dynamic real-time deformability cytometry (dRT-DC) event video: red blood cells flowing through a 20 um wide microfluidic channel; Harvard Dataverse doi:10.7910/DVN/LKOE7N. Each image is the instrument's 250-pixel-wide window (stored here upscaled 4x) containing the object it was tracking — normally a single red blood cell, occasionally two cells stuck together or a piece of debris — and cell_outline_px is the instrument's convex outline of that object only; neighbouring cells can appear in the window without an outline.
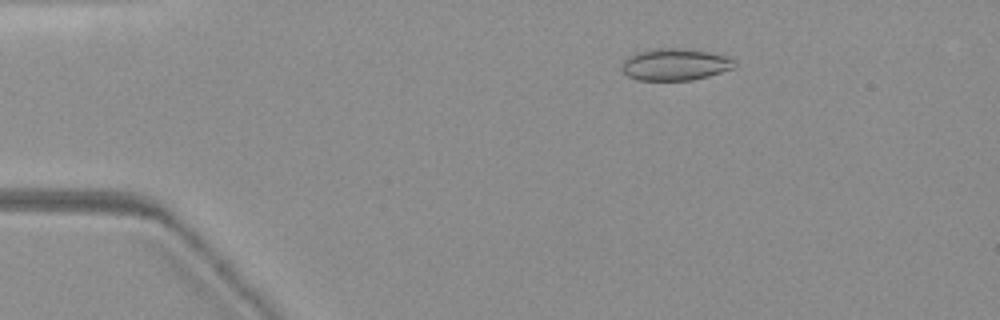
{"species": "common noctule bat (a hibernating species)", "species_latin": "Nyctalus noctula", "temperature_condition": "warm", "stored_images_in_passage": 72, "camera_frame_rate_fps": 3000, "um_per_image_px": 0.085, "animal": {"sex": "female", "body_mass_g": 19.3, "forearm_length_mm": 54.1}, "frame": {"image": 1, "passage_image": 13, "time_ms": 4.0, "image_size_px": [1000, 320], "cell_outline_px": [[736, 64], [732, 68], [708, 76], [692, 80], [636, 80], [628, 76], [624, 72], [624, 60], [628, 56], [636, 52], [656, 48], [680, 48], [708, 52], [728, 56]], "centroid_in_image_um": [57.37, 5.48], "position_along_channel_um": 27.6, "area_um2": 20.69}}
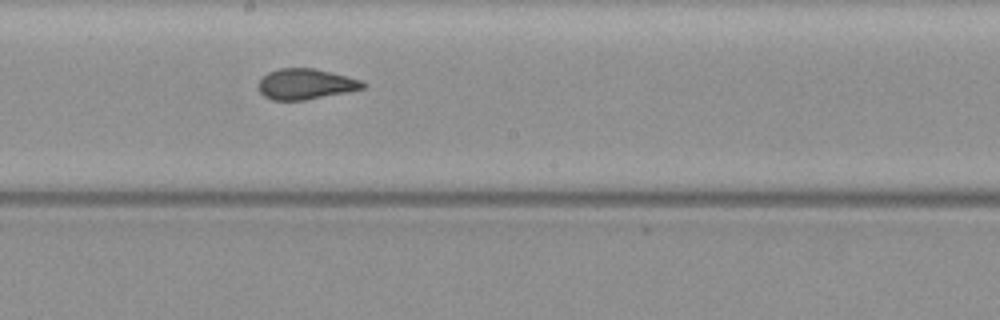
{"frame": {"image": 2, "passage_image": 40, "time_ms": 13.0, "image_size_px": [1000, 320], "cell_outline_px": [[368, 84], [364, 88], [348, 92], [304, 100], [272, 100], [264, 96], [260, 92], [260, 80], [268, 72], [280, 68], [312, 68], [364, 80]], "centroid_in_image_um": [26.03, 7.15], "position_along_channel_um": 222.2, "area_um2": 18.55}}
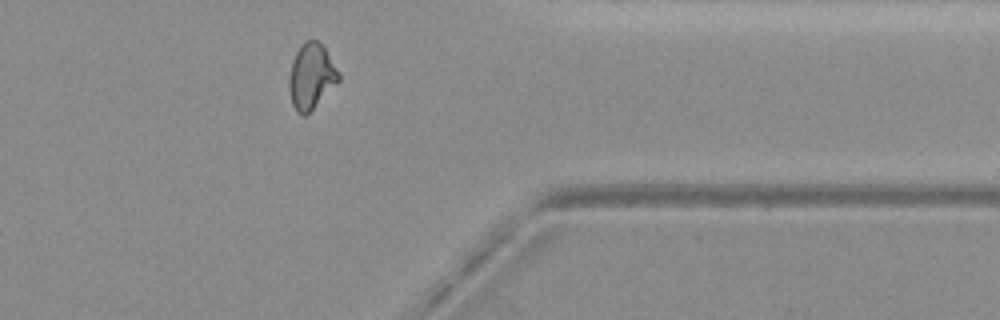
{"frame": {"image": 3, "passage_image": 58, "time_ms": 19.0, "image_size_px": [1000, 320], "cell_outline_px": [[340, 80], [304, 116], [300, 116], [296, 112], [292, 104], [288, 88], [288, 80], [292, 60], [300, 44], [304, 40], [316, 40], [324, 48], [340, 72]], "centroid_in_image_um": [26.43, 6.48], "position_along_channel_um": 385.0, "area_um2": 18.84}}